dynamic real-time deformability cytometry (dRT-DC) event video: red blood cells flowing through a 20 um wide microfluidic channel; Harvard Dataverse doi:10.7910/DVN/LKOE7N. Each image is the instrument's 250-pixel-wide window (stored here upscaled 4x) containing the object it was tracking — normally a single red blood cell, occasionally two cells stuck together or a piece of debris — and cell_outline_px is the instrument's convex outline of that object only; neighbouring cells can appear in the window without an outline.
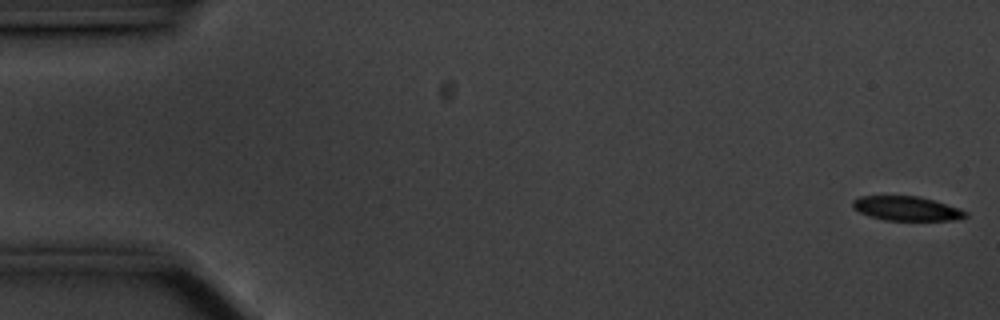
{"species": "common noctule bat (a hibernating species)", "species_latin": "Nyctalus noctula", "temperature_condition": "cold", "stored_images_in_passage": 57, "camera_frame_rate_fps": 3000, "um_per_image_px": 0.085, "animal": {"sex": "male", "body_mass_g": 20.1, "forearm_length_mm": 53.5}, "frame": {"image": 1, "passage_image": 1, "time_ms": 0.0, "image_size_px": [1000, 320], "cell_outline_px": [[968, 216], [956, 220], [884, 220], [868, 216], [852, 208], [852, 200], [860, 196], [920, 196], [960, 208], [968, 212]], "centroid_in_image_um": [77.06, 17.72], "position_along_channel_um": 7.9, "area_um2": 16.13}}
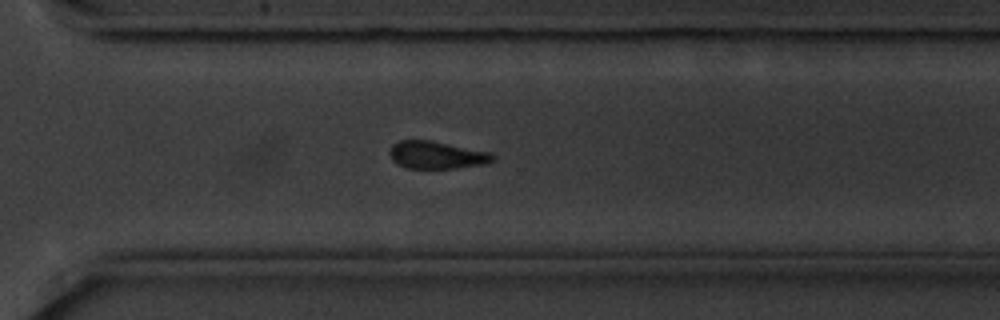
{"frame": {"image": 2, "passage_image": 40, "time_ms": 13.0, "image_size_px": [1000, 320], "cell_outline_px": [[496, 160], [488, 164], [456, 168], [404, 168], [396, 164], [392, 160], [388, 152], [392, 144], [400, 140], [432, 140], [492, 152], [496, 156]], "centroid_in_image_um": [37.15, 13.17], "position_along_channel_um": 333.4, "area_um2": 17.05}}
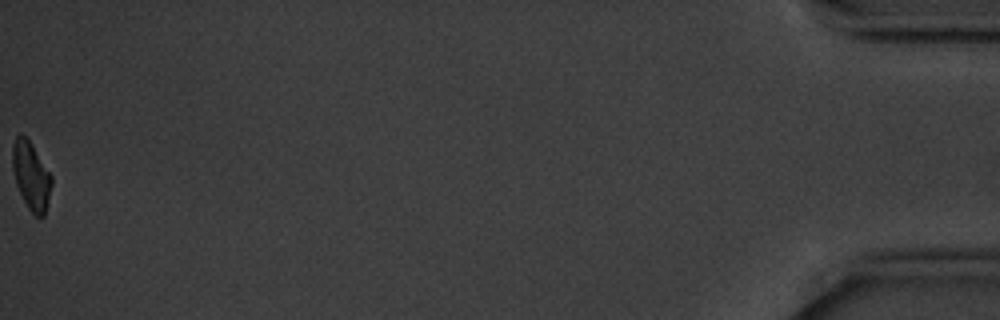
{"frame": {"image": 3, "passage_image": 57, "time_ms": 18.667, "image_size_px": [1000, 320], "cell_outline_px": [[52, 184], [44, 216], [36, 216], [28, 208], [16, 184], [12, 168], [12, 144], [16, 136], [20, 132], [28, 140], [52, 176]], "centroid_in_image_um": [2.62, 14.93], "position_along_channel_um": 432.6, "area_um2": 15.2}, "authors_computed_cell_mechanics": {"area_um2": 17.4556, "velocity_mm_per_s": 3.516, "shape_relaxation_time_tau1_ms": 2.9274, "shape_relaxation_time_tau2_ms": null, "deformation_change_tau1": 0.0971, "deformation_change_tau2": null}}